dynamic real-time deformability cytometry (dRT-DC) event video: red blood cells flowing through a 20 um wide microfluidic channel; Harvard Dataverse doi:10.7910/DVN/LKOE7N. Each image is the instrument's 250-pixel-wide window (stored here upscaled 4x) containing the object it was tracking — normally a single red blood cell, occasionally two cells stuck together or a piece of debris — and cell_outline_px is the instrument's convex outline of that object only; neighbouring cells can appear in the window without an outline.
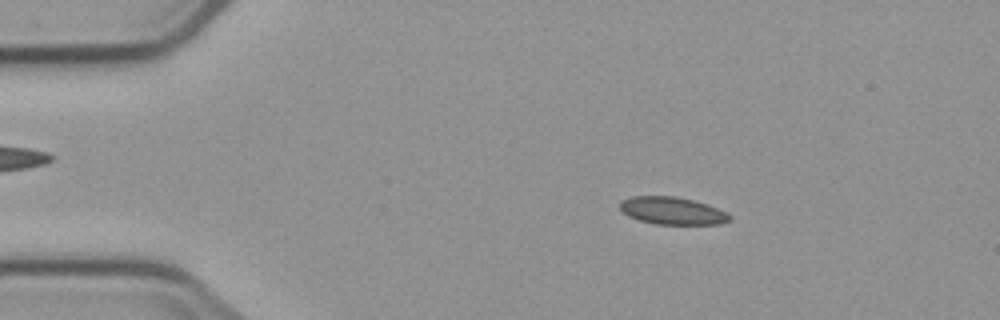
{"species": "common noctule bat (a hibernating species)", "species_latin": "Nyctalus noctula", "temperature_condition": "cold", "stored_images_in_passage": 4, "camera_frame_rate_fps": 3000, "um_per_image_px": 0.085, "animal": {"sex": "male", "body_mass_g": 23.1, "forearm_length_mm": 52.7}, "frame": {"image": 1, "passage_image": 2, "time_ms": 1.0, "image_size_px": [1000, 320], "cell_outline_px": [[732, 220], [720, 224], [656, 224], [640, 220], [628, 216], [620, 208], [620, 200], [632, 196], [676, 196], [708, 204], [728, 212], [732, 216]], "centroid_in_image_um": [57.19, 17.91], "position_along_channel_um": 27.8, "area_um2": 17.69}}
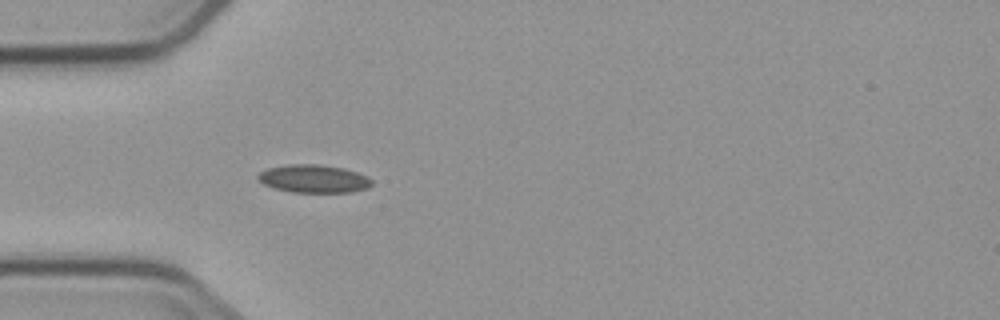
{"frame": {"image": 2, "passage_image": 4, "time_ms": 3.333, "image_size_px": [1000, 320], "cell_outline_px": [[372, 184], [368, 188], [352, 192], [292, 192], [276, 188], [264, 184], [256, 176], [260, 172], [268, 168], [288, 164], [320, 164], [344, 168], [368, 176], [372, 180]], "centroid_in_image_um": [26.7, 15.18], "position_along_channel_um": 58.3, "area_um2": 18.55}}